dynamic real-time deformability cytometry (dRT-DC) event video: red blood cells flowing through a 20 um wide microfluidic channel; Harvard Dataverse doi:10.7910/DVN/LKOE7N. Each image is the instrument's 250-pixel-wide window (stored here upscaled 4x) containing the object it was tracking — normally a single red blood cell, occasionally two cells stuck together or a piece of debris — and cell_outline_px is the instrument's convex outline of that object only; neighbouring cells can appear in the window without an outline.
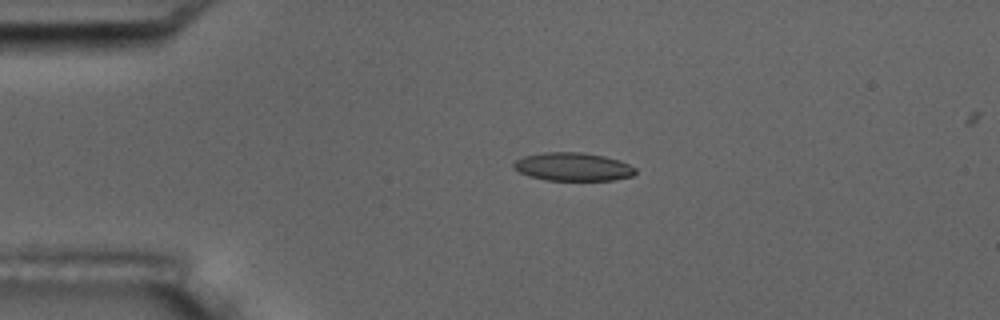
{"species": "common noctule bat (a hibernating species)", "species_latin": "Nyctalus noctula", "temperature_condition": "room temperature", "stored_images_in_passage": 5, "camera_frame_rate_fps": 3000, "um_per_image_px": 0.085, "animal": {"sex": "male", "body_mass_g": 17.5, "forearm_length_mm": 52.3}, "frame": {"image": 1, "passage_image": 3, "time_ms": 2.333, "image_size_px": [1000, 320], "cell_outline_px": [[636, 172], [632, 176], [616, 180], [544, 180], [528, 176], [512, 168], [512, 164], [516, 160], [524, 156], [540, 152], [584, 152], [604, 156], [620, 160], [636, 168]], "centroid_in_image_um": [48.68, 14.17], "position_along_channel_um": 36.3, "area_um2": 20.29}}